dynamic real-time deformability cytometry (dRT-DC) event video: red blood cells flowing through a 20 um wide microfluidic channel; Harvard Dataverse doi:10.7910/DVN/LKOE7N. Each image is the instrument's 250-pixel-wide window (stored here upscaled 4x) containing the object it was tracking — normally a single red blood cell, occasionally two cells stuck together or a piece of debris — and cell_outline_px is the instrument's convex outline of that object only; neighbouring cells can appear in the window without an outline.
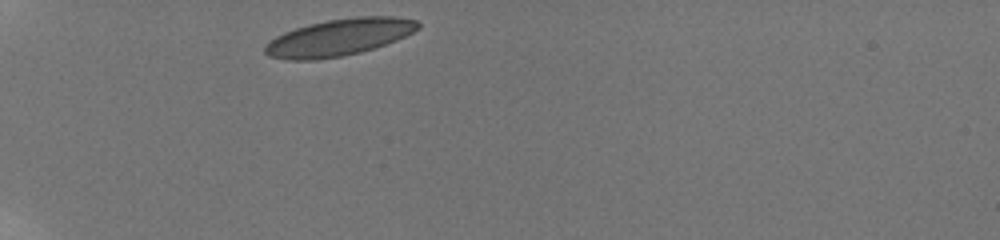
{"species": "human", "species_latin": "Homo sapiens", "temperature_condition": "room temperature", "stored_images_in_passage": 3, "camera_frame_rate_fps": 3000, "um_per_image_px": 0.085, "donor": {"sex": "male"}, "frame": {"image": 1, "passage_image": 1, "time_ms": 0.0, "image_size_px": [1000, 240], "cell_outline_px": [[420, 28], [396, 40], [360, 52], [340, 56], [316, 60], [284, 60], [268, 56], [264, 52], [264, 44], [276, 36], [284, 32], [308, 24], [328, 20], [356, 16], [392, 16], [416, 20], [420, 24]], "centroid_in_image_um": [28.77, 3.17], "position_along_channel_um": 56.2, "area_um2": 32.83}}